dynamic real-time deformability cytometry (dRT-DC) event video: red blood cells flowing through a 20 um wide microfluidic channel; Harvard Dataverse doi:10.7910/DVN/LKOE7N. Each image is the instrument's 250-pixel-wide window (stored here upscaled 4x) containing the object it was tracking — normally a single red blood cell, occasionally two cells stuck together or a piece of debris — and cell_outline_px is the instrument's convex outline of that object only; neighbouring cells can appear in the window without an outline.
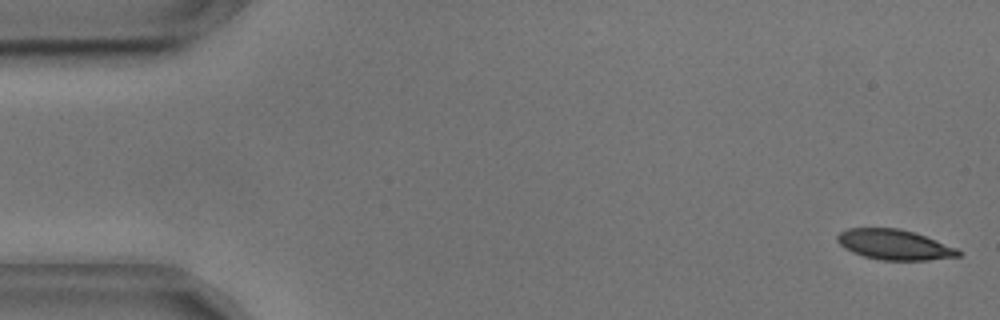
{"species": "common noctule bat (a hibernating species)", "species_latin": "Nyctalus noctula", "temperature_condition": "cold", "stored_images_in_passage": 54, "camera_frame_rate_fps": 3000, "um_per_image_px": 0.085, "animal": {"sex": "male", "body_mass_g": 17.9, "forearm_length_mm": 54.2}, "frame": {"image": 1, "passage_image": 1, "time_ms": 0.0, "image_size_px": [1000, 320], "cell_outline_px": [[960, 256], [928, 260], [880, 260], [864, 256], [852, 252], [844, 248], [836, 240], [836, 236], [840, 232], [848, 228], [900, 228], [936, 240], [956, 248], [960, 252]], "centroid_in_image_um": [75.98, 20.79], "position_along_channel_um": 9.0, "area_um2": 21.15}}
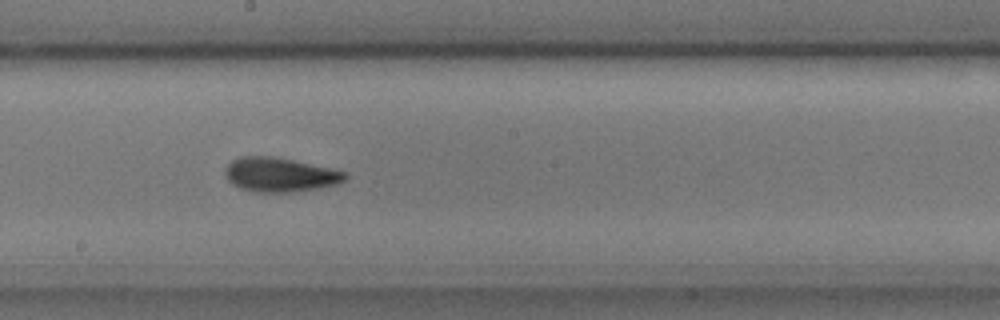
{"frame": {"image": 2, "passage_image": 29, "time_ms": 9.333, "image_size_px": [1000, 320], "cell_outline_px": [[348, 180], [336, 184], [320, 188], [292, 192], [252, 192], [240, 188], [232, 184], [224, 176], [224, 168], [232, 160], [240, 156], [276, 156], [348, 172]], "centroid_in_image_um": [23.79, 14.85], "position_along_channel_um": 224.4, "area_um2": 24.33}}
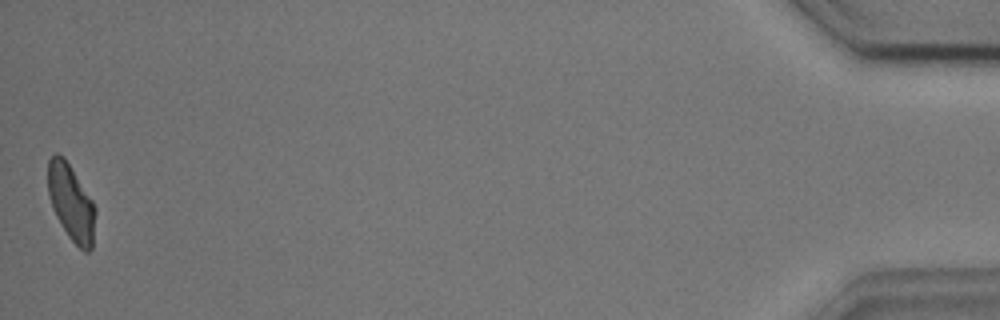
{"frame": {"image": 3, "passage_image": 54, "time_ms": 17.667, "image_size_px": [1000, 320], "cell_outline_px": [[96, 212], [92, 248], [88, 252], [84, 252], [68, 236], [56, 216], [52, 208], [48, 196], [48, 160], [56, 152], [64, 156], [92, 200], [96, 208]], "centroid_in_image_um": [6.04, 17.21], "position_along_channel_um": 429.2, "area_um2": 21.1}, "authors_computed_cell_mechanics": {"area_um2": 22.3686, "velocity_mm_per_s": 3.6138, "shape_relaxation_time_tau1_ms": 3.1066, "shape_relaxation_time_tau2_ms": 3.9657, "deformation_change_tau1": 0.1204, "deformation_change_tau2": 0.0993}}